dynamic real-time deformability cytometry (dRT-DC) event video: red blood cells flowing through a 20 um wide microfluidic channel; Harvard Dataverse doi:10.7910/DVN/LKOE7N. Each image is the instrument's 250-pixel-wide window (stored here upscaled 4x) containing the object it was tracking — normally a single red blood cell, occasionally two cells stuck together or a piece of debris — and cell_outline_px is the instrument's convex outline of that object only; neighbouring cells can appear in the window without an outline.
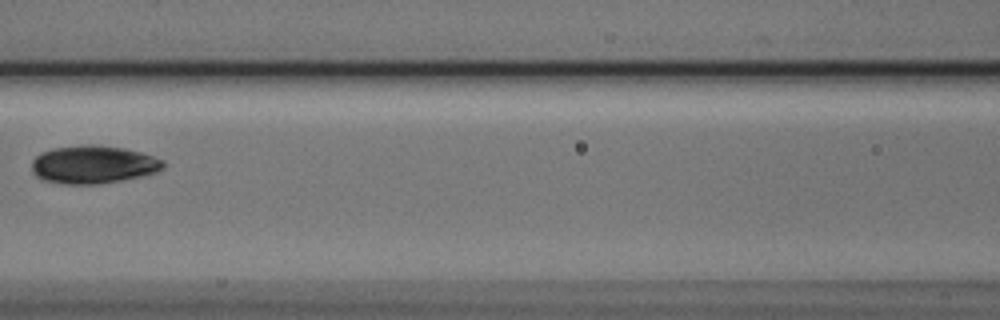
{"species": "Egyptian fruit bat (a non-hibernating species)", "species_latin": "Rousettus aegyptiacus", "temperature_condition": "cold", "stored_images_in_passage": 6, "camera_frame_rate_fps": 3000, "um_per_image_px": 0.085, "animal": {"sex": "male"}, "frame": {"image": 1, "passage_image": 5, "time_ms": 1.333, "image_size_px": [1000, 320], "cell_outline_px": [[164, 168], [156, 172], [140, 176], [120, 180], [96, 184], [68, 184], [44, 180], [36, 176], [32, 172], [32, 160], [40, 152], [52, 148], [80, 144], [100, 144], [124, 148], [140, 152], [164, 160]], "centroid_in_image_um": [7.9, 13.96], "position_along_channel_um": 158.7, "area_um2": 29.25}}
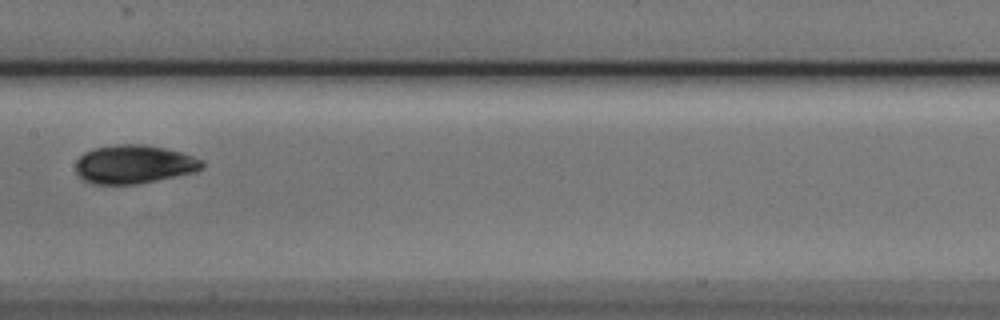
{"frame": {"image": 2, "passage_image": 6, "time_ms": 1.667, "image_size_px": [1000, 320], "cell_outline_px": [[204, 168], [196, 172], [140, 184], [92, 184], [84, 180], [76, 172], [76, 160], [84, 152], [92, 148], [116, 144], [144, 144], [184, 152], [204, 160]], "centroid_in_image_um": [11.42, 13.96], "position_along_channel_um": 196.0, "area_um2": 28.9}}